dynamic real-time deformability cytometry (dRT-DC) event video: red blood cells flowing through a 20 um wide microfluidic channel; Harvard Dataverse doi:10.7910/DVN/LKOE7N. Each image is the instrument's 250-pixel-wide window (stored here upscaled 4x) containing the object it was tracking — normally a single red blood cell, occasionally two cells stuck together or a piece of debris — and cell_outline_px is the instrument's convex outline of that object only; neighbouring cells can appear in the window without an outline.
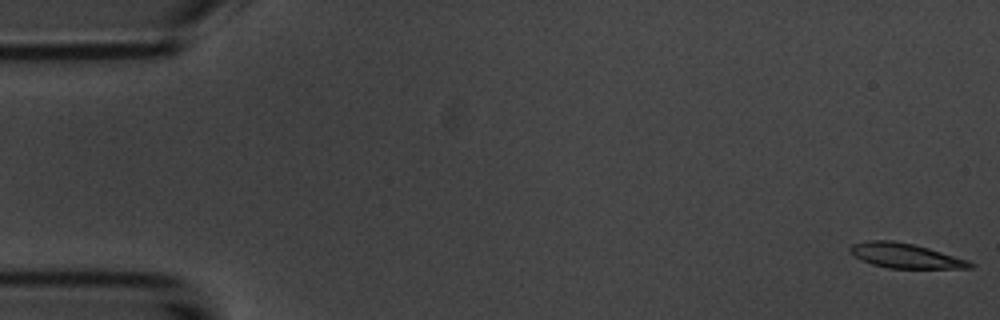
{"species": "common noctule bat (a hibernating species)", "species_latin": "Nyctalus noctula", "temperature_condition": "room temperature", "stored_images_in_passage": 54, "camera_frame_rate_fps": 3000, "um_per_image_px": 0.085, "animal": {"sex": "male", "body_mass_g": 20.1, "forearm_length_mm": 53.5}, "frame": {"image": 1, "passage_image": 1, "time_ms": 0.0, "image_size_px": [1000, 320], "cell_outline_px": [[976, 264], [972, 268], [888, 268], [872, 264], [860, 260], [848, 252], [848, 248], [852, 244], [868, 240], [892, 240], [912, 244], [928, 248], [968, 260]], "centroid_in_image_um": [76.91, 21.73], "position_along_channel_um": 8.1, "area_um2": 17.34}}
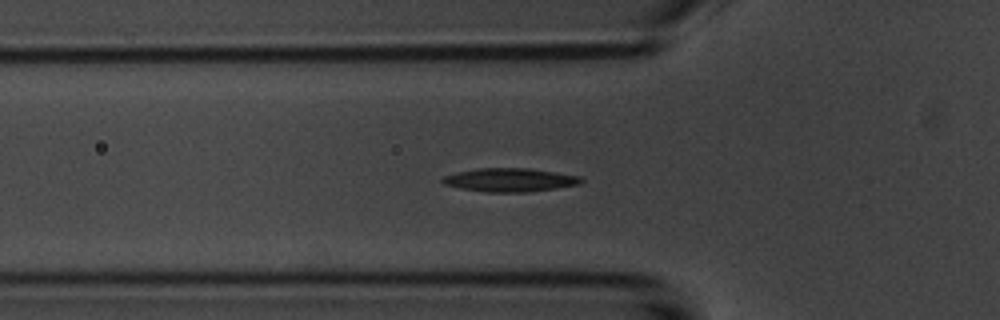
{"frame": {"image": 2, "passage_image": 18, "time_ms": 5.667, "image_size_px": [1000, 320], "cell_outline_px": [[584, 180], [580, 184], [556, 188], [528, 192], [484, 192], [460, 188], [444, 184], [440, 180], [444, 176], [456, 172], [476, 168], [528, 168], [580, 176]], "centroid_in_image_um": [43.32, 15.29], "position_along_channel_um": 82.5, "area_um2": 19.02}}
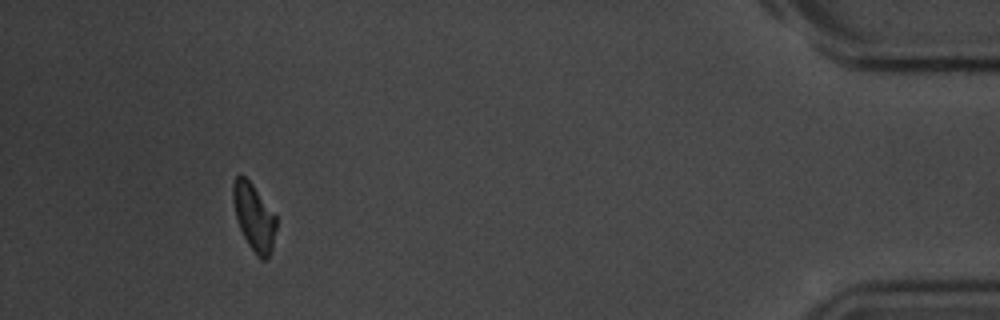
{"frame": {"image": 3, "passage_image": 50, "time_ms": 16.333, "image_size_px": [1000, 320], "cell_outline_px": [[276, 228], [272, 248], [268, 256], [264, 260], [260, 260], [256, 256], [248, 244], [240, 228], [236, 216], [232, 200], [232, 184], [236, 176], [240, 172], [252, 184], [276, 216]], "centroid_in_image_um": [21.57, 18.44], "position_along_channel_um": 413.6, "area_um2": 16.76}, "authors_computed_cell_mechanics": {"area_um2": 18.1492, "velocity_mm_per_s": 3.7045, "shape_relaxation_time_tau1_ms": 3.056, "shape_relaxation_time_tau2_ms": null, "deformation_change_tau1": 0.0965, "deformation_change_tau2": null}}